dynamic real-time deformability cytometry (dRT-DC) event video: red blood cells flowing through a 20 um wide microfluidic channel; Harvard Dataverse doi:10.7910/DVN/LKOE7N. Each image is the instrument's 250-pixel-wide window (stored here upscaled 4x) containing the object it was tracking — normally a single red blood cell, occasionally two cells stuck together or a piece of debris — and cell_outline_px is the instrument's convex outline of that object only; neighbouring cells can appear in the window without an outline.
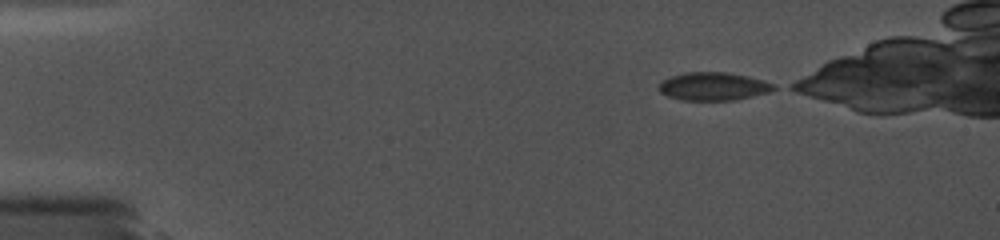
{"species": "common noctule bat (a hibernating species)", "species_latin": "Nyctalus noctula", "temperature_condition": "cold", "stored_images_in_passage": 61, "camera_frame_rate_fps": 5000, "um_per_image_px": 0.085, "animal": {"sex": "female", "body_mass_g": 19.0, "forearm_length_mm": 56.7}, "frame": {"image": 1, "passage_image": 1, "time_ms": 0.0, "image_size_px": [1000, 240], "cell_outline_px": [[780, 88], [768, 92], [736, 100], [684, 100], [668, 96], [660, 92], [660, 80], [684, 72], [724, 72], [748, 76], [764, 80], [776, 84]], "centroid_in_image_um": [60.68, 7.33], "position_along_channel_um": 24.3, "area_um2": 18.9}}
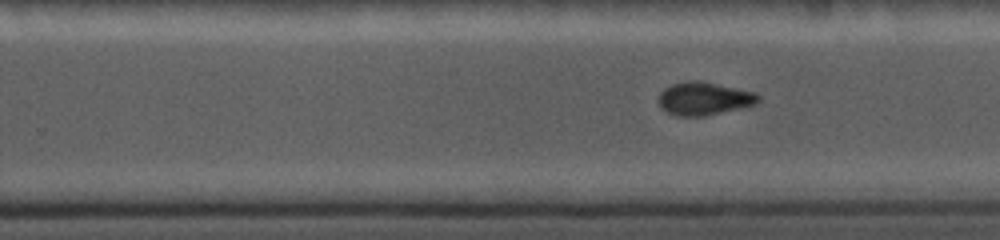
{"frame": {"image": 2, "passage_image": 37, "time_ms": 8.8, "image_size_px": [1000, 240], "cell_outline_px": [[760, 100], [756, 104], [740, 108], [704, 116], [680, 116], [668, 112], [660, 108], [660, 92], [664, 88], [672, 84], [688, 80], [696, 80], [756, 92], [760, 96]], "centroid_in_image_um": [59.85, 8.38], "position_along_channel_um": 269.9, "area_um2": 19.02}}
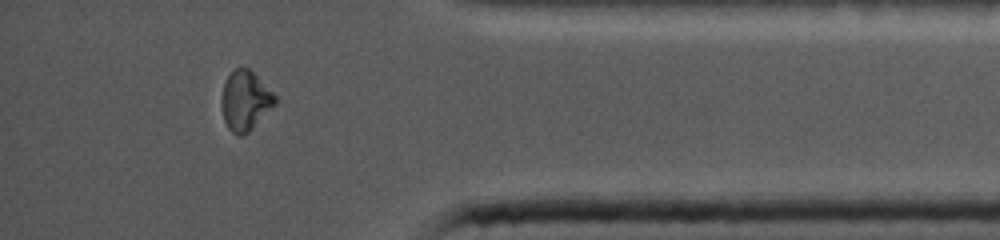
{"frame": {"image": 3, "passage_image": 59, "time_ms": 12.8, "image_size_px": [1000, 240], "cell_outline_px": [[276, 104], [248, 132], [240, 136], [232, 132], [228, 128], [224, 120], [220, 104], [220, 100], [224, 84], [228, 76], [236, 68], [248, 68], [276, 96]], "centroid_in_image_um": [20.82, 8.58], "position_along_channel_um": 414.4, "area_um2": 18.32}}